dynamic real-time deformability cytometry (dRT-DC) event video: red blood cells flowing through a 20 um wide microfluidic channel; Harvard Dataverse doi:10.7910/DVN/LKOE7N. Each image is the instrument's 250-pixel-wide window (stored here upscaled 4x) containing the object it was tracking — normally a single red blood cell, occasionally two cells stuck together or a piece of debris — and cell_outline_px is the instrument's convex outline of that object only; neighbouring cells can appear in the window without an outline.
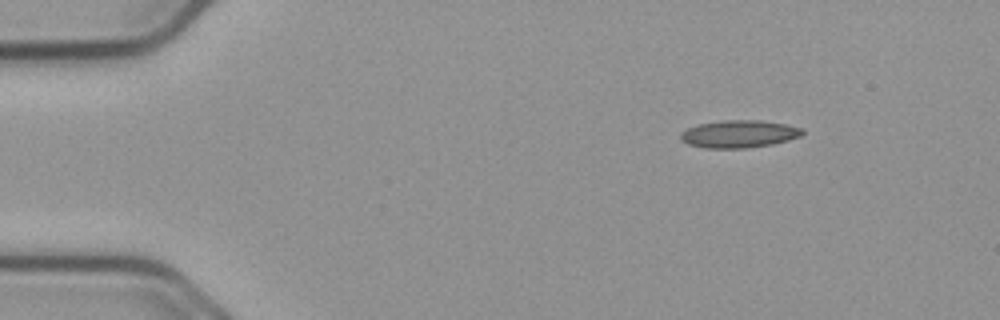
{"species": "common noctule bat (a hibernating species)", "species_latin": "Nyctalus noctula", "temperature_condition": "cold", "stored_images_in_passage": 48, "camera_frame_rate_fps": 3000, "um_per_image_px": 0.085, "animal": {"sex": "male", "body_mass_g": 23.1, "forearm_length_mm": 52.7}, "frame": {"image": 1, "passage_image": 1, "time_ms": 0.0, "image_size_px": [1000, 320], "cell_outline_px": [[804, 132], [800, 136], [788, 140], [772, 144], [744, 148], [704, 148], [688, 144], [680, 140], [680, 132], [696, 124], [724, 120], [760, 120], [784, 124], [804, 128]], "centroid_in_image_um": [62.79, 11.38], "position_along_channel_um": 22.2, "area_um2": 19.59}}
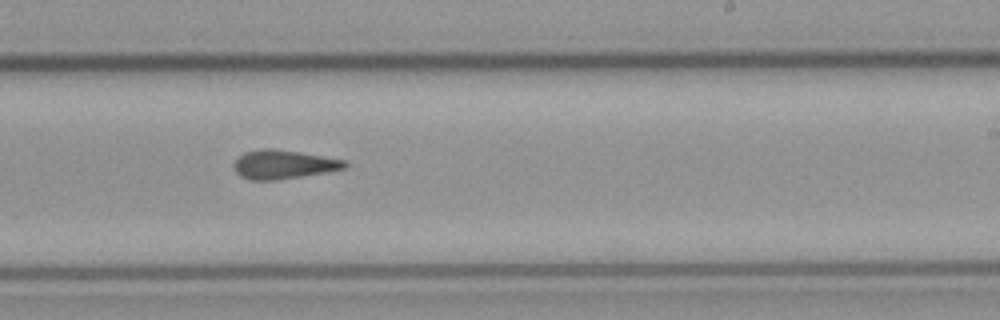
{"frame": {"image": 2, "passage_image": 27, "time_ms": 8.667, "image_size_px": [1000, 320], "cell_outline_px": [[352, 164], [344, 168], [324, 172], [276, 180], [248, 180], [240, 176], [236, 172], [232, 164], [244, 152], [264, 148], [272, 148], [300, 152], [344, 160]], "centroid_in_image_um": [24.07, 13.97], "position_along_channel_um": 264.9, "area_um2": 18.55}}
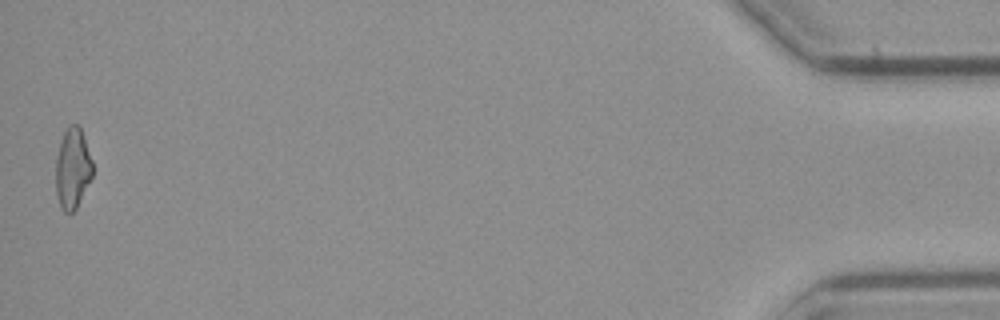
{"frame": {"image": 3, "passage_image": 48, "time_ms": 15.667, "image_size_px": [1000, 320], "cell_outline_px": [[92, 176], [76, 208], [72, 212], [64, 212], [60, 208], [56, 192], [56, 156], [64, 132], [72, 124], [80, 124], [92, 160]], "centroid_in_image_um": [6.17, 14.31], "position_along_channel_um": 429.0, "area_um2": 17.17}, "authors_computed_cell_mechanics": {"area_um2": 18.3804, "velocity_mm_per_s": 3.7502, "shape_relaxation_time_tau1_ms": null, "shape_relaxation_time_tau2_ms": 4.0708, "deformation_change_tau1": null, "deformation_change_tau2": 0.1342}}